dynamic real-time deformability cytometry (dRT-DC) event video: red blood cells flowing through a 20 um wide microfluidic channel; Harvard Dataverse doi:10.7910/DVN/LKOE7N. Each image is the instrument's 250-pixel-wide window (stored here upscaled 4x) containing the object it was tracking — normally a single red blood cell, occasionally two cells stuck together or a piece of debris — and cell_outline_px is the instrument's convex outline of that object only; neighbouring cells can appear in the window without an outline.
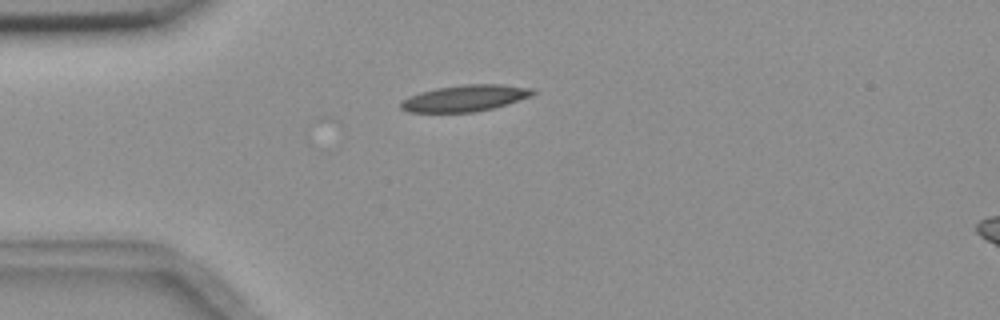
{"species": "common noctule bat (a hibernating species)", "species_latin": "Nyctalus noctula", "temperature_condition": "room temperature", "stored_images_in_passage": 4, "camera_frame_rate_fps": 3000, "um_per_image_px": 0.085, "animal": {"sex": "female", "body_mass_g": 18.4}, "frame": {"image": 1, "passage_image": 1, "time_ms": 0.0, "image_size_px": [1000, 320], "cell_outline_px": [[536, 92], [532, 96], [508, 104], [492, 108], [472, 112], [408, 112], [400, 108], [400, 100], [408, 96], [420, 92], [436, 88], [464, 84], [500, 84], [532, 88]], "centroid_in_image_um": [39.51, 8.34], "position_along_channel_um": 45.5, "area_um2": 20.4}}
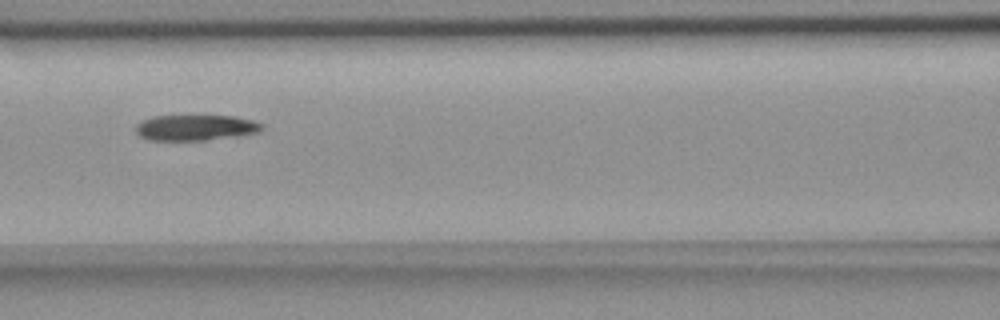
{"frame": {"image": 2, "passage_image": 4, "time_ms": 3.333, "image_size_px": [1000, 320], "cell_outline_px": [[264, 128], [260, 132], [244, 136], [204, 140], [148, 140], [140, 136], [136, 132], [136, 124], [140, 120], [152, 116], [236, 116], [252, 120], [264, 124]], "centroid_in_image_um": [16.67, 10.85], "position_along_channel_um": 149.9, "area_um2": 19.25}}